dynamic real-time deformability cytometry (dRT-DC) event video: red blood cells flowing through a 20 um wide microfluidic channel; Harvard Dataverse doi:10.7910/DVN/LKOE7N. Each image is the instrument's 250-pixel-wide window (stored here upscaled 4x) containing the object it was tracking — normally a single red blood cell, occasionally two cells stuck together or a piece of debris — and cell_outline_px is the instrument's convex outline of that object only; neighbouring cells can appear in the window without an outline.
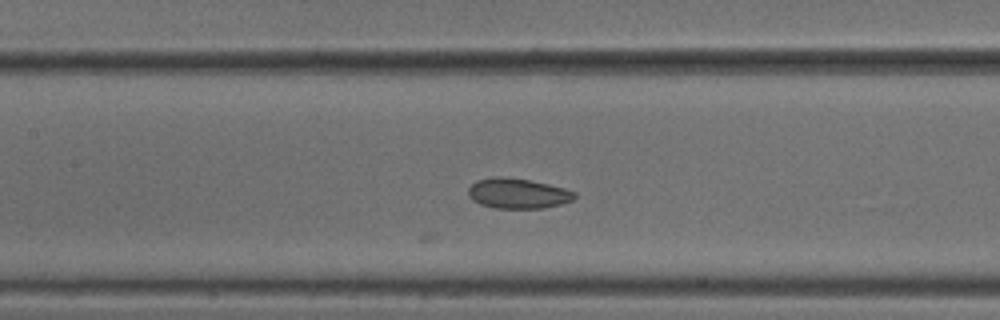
{"species": "common noctule bat (a hibernating species)", "species_latin": "Nyctalus noctula", "temperature_condition": "cold", "stored_images_in_passage": 19, "camera_frame_rate_fps": 3000, "um_per_image_px": 0.085, "animal": {"sex": "male", "body_mass_g": 18.8}, "frame": {"image": 1, "passage_image": 10, "time_ms": 3.0, "image_size_px": [1000, 320], "cell_outline_px": [[576, 196], [572, 200], [560, 204], [544, 208], [492, 208], [480, 204], [472, 200], [468, 196], [468, 188], [476, 180], [492, 176], [504, 176], [528, 180], [548, 184], [564, 188], [576, 192]], "centroid_in_image_um": [43.97, 16.43], "position_along_channel_um": 163.4, "area_um2": 18.84}}
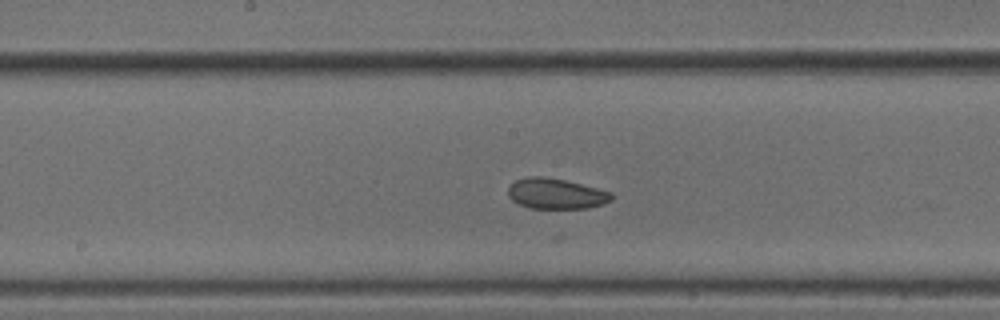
{"frame": {"image": 2, "passage_image": 13, "time_ms": 4.0, "image_size_px": [1000, 320], "cell_outline_px": [[612, 200], [604, 204], [588, 208], [528, 208], [512, 200], [508, 196], [508, 188], [516, 180], [528, 176], [544, 176], [564, 180], [612, 192]], "centroid_in_image_um": [47.25, 16.46], "position_along_channel_um": 200.9, "area_um2": 18.32}}
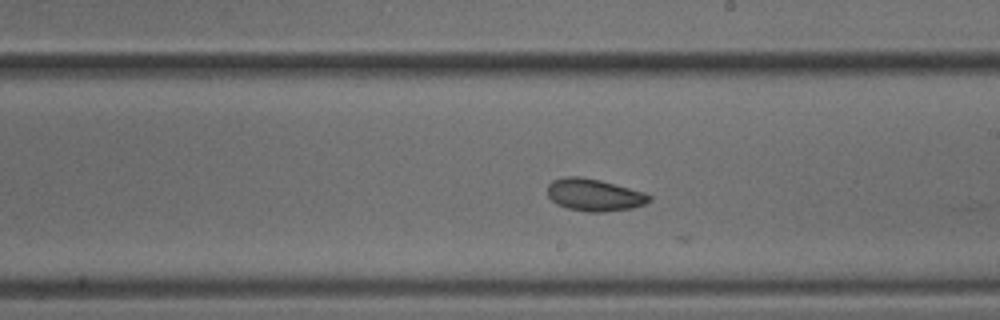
{"frame": {"image": 3, "passage_image": 16, "time_ms": 5.0, "image_size_px": [1000, 320], "cell_outline_px": [[652, 200], [644, 204], [632, 208], [604, 212], [588, 212], [568, 208], [556, 204], [548, 196], [548, 184], [552, 180], [564, 176], [580, 176], [600, 180], [644, 192], [652, 196]], "centroid_in_image_um": [50.5, 16.56], "position_along_channel_um": 238.5, "area_um2": 19.19}}